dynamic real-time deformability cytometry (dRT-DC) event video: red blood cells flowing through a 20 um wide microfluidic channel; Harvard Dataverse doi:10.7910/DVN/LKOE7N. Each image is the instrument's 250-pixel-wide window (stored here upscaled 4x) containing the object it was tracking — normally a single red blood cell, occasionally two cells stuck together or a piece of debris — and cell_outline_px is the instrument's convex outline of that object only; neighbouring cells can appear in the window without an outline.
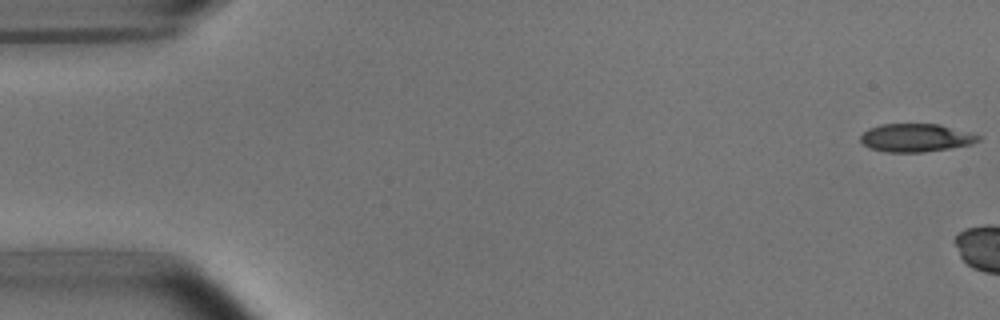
{"species": "common noctule bat (a hibernating species)", "species_latin": "Nyctalus noctula", "temperature_condition": "room temperature", "stored_images_in_passage": 5, "camera_frame_rate_fps": 3000, "um_per_image_px": 0.085, "animal": {"sex": "male", "body_mass_g": 15.6}, "frame": {"image": 1, "passage_image": 1, "time_ms": 0.0, "image_size_px": [1000, 320], "cell_outline_px": [[984, 136], [980, 140], [972, 144], [924, 152], [888, 152], [868, 148], [860, 140], [860, 136], [868, 128], [880, 124], [940, 124]], "centroid_in_image_um": [77.86, 11.7], "position_along_channel_um": 7.1, "area_um2": 19.42}}